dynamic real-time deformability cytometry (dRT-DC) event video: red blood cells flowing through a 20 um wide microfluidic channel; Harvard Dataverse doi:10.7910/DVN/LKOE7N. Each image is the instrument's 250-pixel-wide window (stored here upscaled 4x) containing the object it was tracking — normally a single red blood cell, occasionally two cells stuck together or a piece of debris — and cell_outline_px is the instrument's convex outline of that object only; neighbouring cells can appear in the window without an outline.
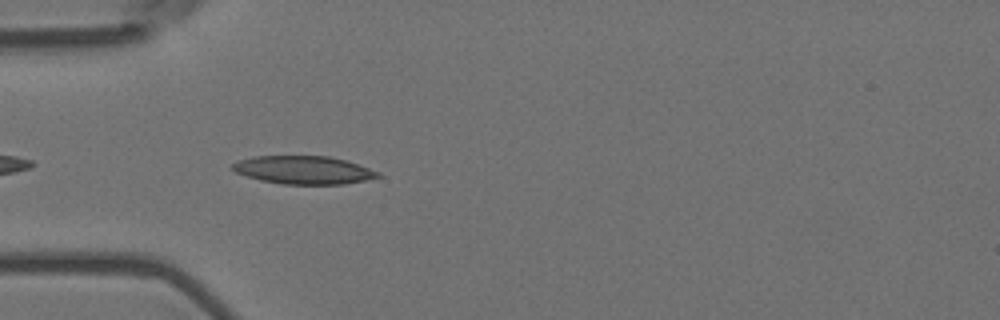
{"species": "Egyptian fruit bat (a non-hibernating species)", "species_latin": "Rousettus aegyptiacus", "temperature_condition": "room temperature", "stored_images_in_passage": 9, "camera_frame_rate_fps": 3000, "um_per_image_px": 0.085, "animal": {"sex": "female"}, "frame": {"image": 1, "passage_image": 3, "time_ms": 0.667, "image_size_px": [1000, 320], "cell_outline_px": [[384, 176], [344, 184], [280, 184], [260, 180], [236, 172], [232, 168], [232, 164], [236, 160], [252, 156], [328, 156], [344, 160], [380, 172]], "centroid_in_image_um": [25.78, 14.45], "position_along_channel_um": 59.2, "area_um2": 23.76}}
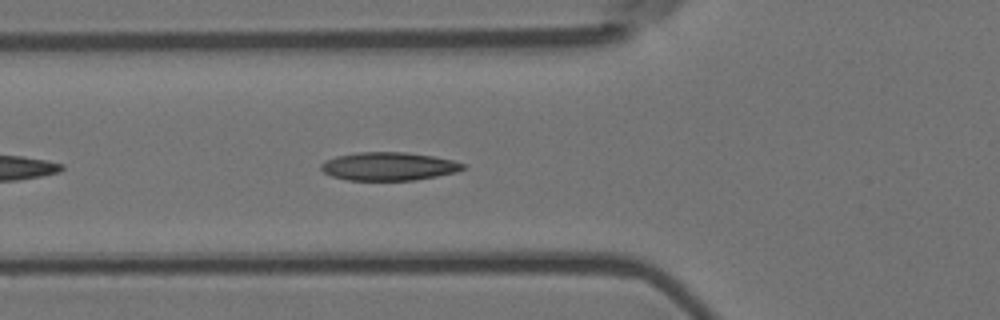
{"frame": {"image": 2, "passage_image": 6, "time_ms": 1.667, "image_size_px": [1000, 320], "cell_outline_px": [[468, 164], [464, 168], [456, 172], [436, 176], [412, 180], [348, 180], [332, 176], [324, 172], [320, 168], [320, 164], [324, 160], [336, 156], [360, 152], [404, 152], [432, 156], [452, 160]], "centroid_in_image_um": [33.02, 14.13], "position_along_channel_um": 92.8, "area_um2": 23.29}}